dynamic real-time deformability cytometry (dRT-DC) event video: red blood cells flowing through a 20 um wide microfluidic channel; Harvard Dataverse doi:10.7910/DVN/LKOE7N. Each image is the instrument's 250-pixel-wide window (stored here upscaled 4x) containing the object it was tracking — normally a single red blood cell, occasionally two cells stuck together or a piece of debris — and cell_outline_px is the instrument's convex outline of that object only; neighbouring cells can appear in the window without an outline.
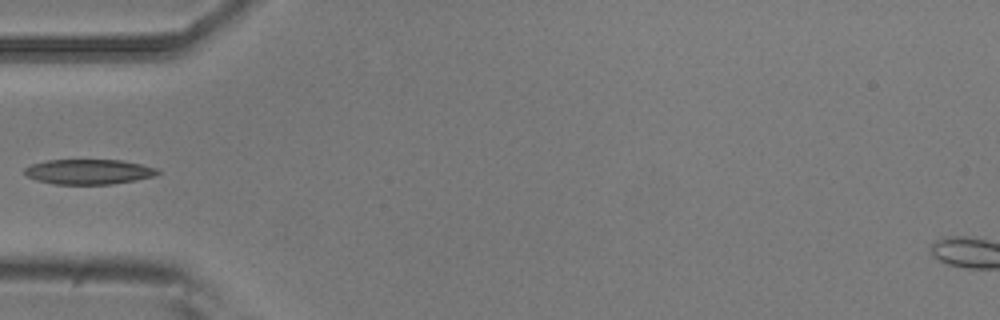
{"species": "common noctule bat (a hibernating species)", "species_latin": "Nyctalus noctula", "temperature_condition": "room temperature", "stored_images_in_passage": 6, "camera_frame_rate_fps": 3000, "um_per_image_px": 0.085, "animal": {"sex": "male", "body_mass_g": 20.5, "forearm_length_mm": 52.5}, "frame": {"image": 1, "passage_image": 6, "time_ms": 5.667, "image_size_px": [1000, 320], "cell_outline_px": [[160, 172], [156, 176], [136, 180], [112, 184], [56, 184], [36, 180], [28, 176], [24, 172], [24, 168], [32, 164], [48, 160], [120, 160], [140, 164], [156, 168]], "centroid_in_image_um": [7.55, 14.6], "position_along_channel_um": 77.4, "area_um2": 19.31}}